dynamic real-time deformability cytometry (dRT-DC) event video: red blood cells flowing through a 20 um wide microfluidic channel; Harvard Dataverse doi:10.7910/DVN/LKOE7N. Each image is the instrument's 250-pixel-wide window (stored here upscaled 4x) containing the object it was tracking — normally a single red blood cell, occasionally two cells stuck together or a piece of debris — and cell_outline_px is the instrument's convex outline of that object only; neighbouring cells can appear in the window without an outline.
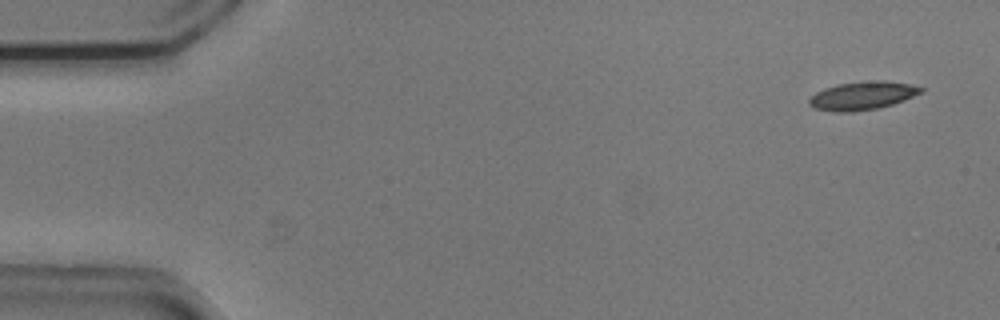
{"species": "common noctule bat (a hibernating species)", "species_latin": "Nyctalus noctula", "temperature_condition": "cold", "stored_images_in_passage": 29, "camera_frame_rate_fps": 3000, "um_per_image_px": 0.085, "animal": {"sex": "male", "body_mass_g": 20.5, "forearm_length_mm": 52.5}, "frame": {"image": 1, "passage_image": 3, "time_ms": 0.667, "image_size_px": [1000, 320], "cell_outline_px": [[924, 92], [904, 100], [892, 104], [876, 108], [852, 112], [832, 112], [816, 108], [808, 104], [808, 100], [816, 92], [824, 88], [836, 84], [864, 80], [884, 80], [908, 84], [924, 88]], "centroid_in_image_um": [73.3, 8.12], "position_along_channel_um": 11.7, "area_um2": 18.55}}
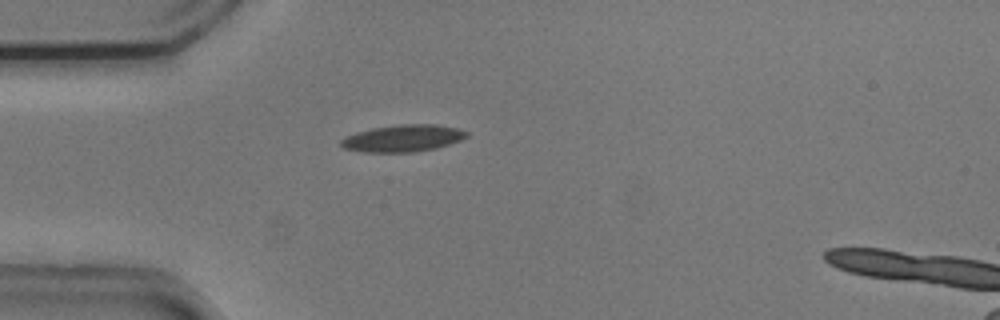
{"frame": {"image": 2, "passage_image": 15, "time_ms": 4.667, "image_size_px": [1000, 320], "cell_outline_px": [[468, 136], [460, 140], [436, 148], [416, 152], [364, 152], [344, 148], [340, 144], [340, 140], [344, 136], [356, 132], [372, 128], [400, 124], [436, 124], [456, 128], [468, 132]], "centroid_in_image_um": [34.22, 11.75], "position_along_channel_um": 50.8, "area_um2": 19.77}}
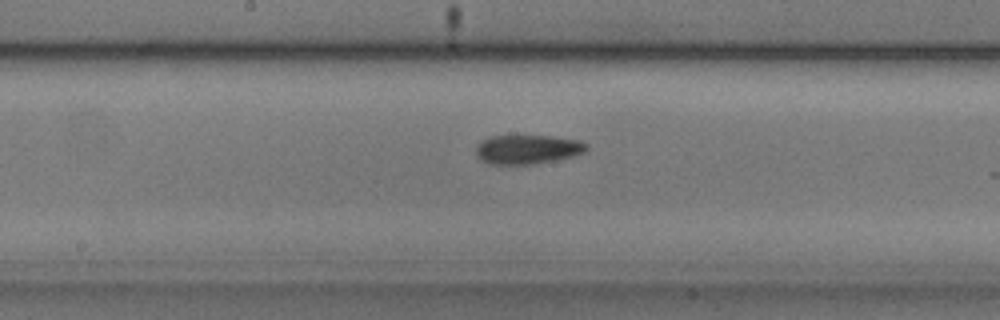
{"frame": {"image": 3, "passage_image": 28, "time_ms": 9.0, "image_size_px": [1000, 320], "cell_outline_px": [[588, 148], [584, 152], [572, 156], [556, 160], [532, 164], [488, 164], [480, 160], [476, 156], [476, 148], [480, 140], [488, 136], [552, 136], [580, 140], [588, 144]], "centroid_in_image_um": [44.81, 12.69], "position_along_channel_um": 203.4, "area_um2": 18.96}}